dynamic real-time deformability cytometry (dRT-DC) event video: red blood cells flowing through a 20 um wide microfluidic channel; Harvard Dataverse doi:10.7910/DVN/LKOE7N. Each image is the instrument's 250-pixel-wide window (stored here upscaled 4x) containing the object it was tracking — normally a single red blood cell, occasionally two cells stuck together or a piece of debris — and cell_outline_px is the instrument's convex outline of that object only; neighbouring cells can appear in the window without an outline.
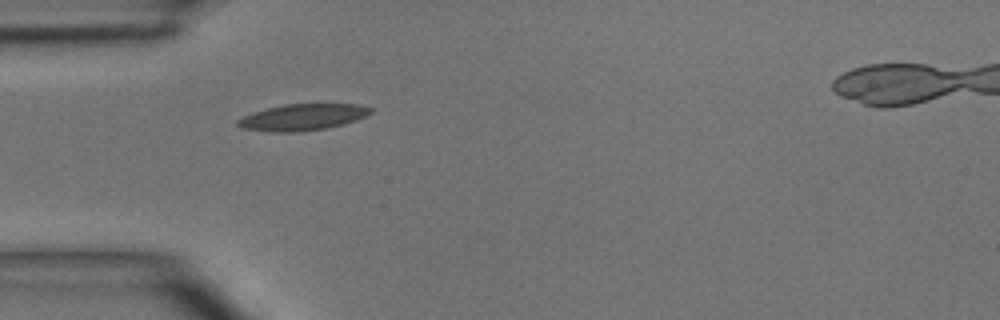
{"species": "common noctule bat (a hibernating species)", "species_latin": "Nyctalus noctula", "temperature_condition": "room temperature", "stored_images_in_passage": 1, "camera_frame_rate_fps": 3000, "um_per_image_px": 0.085, "animal": {"sex": "male", "body_mass_g": 15.6}, "frame": {"image": 1, "passage_image": 1, "time_ms": 0.0, "image_size_px": [1000, 320], "cell_outline_px": [[372, 112], [356, 120], [344, 124], [324, 128], [300, 132], [268, 132], [240, 128], [236, 124], [236, 120], [244, 116], [268, 108], [284, 104], [356, 104], [372, 108]], "centroid_in_image_um": [25.69, 9.97], "position_along_channel_um": 59.3, "area_um2": 20.35}}